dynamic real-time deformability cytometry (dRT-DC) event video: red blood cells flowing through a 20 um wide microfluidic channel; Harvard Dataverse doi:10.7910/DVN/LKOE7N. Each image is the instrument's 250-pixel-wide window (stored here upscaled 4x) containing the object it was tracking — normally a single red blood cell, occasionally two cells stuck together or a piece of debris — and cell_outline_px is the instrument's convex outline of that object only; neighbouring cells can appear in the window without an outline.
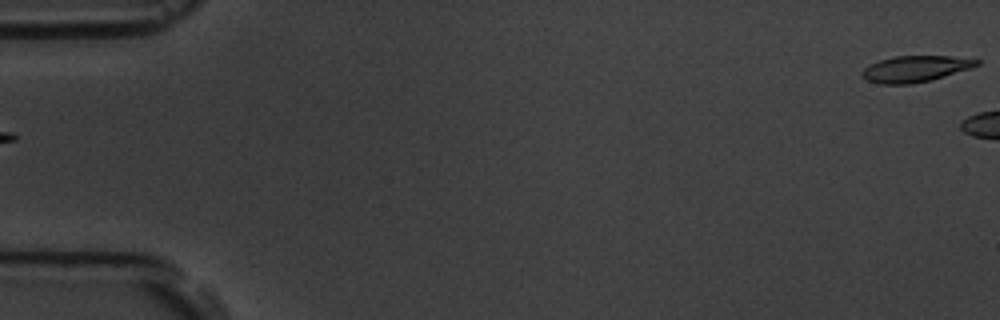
{"species": "common noctule bat (a hibernating species)", "species_latin": "Nyctalus noctula", "temperature_condition": "room temperature", "stored_images_in_passage": 6, "segment_of_instrument_passage": [2, 2], "camera_frame_rate_fps": 3000, "um_per_image_px": 0.085, "animal": {"sex": "male", "body_mass_g": 19.5, "forearm_length_mm": 54.6}, "frame": {"image": 1, "passage_image": 6, "time_ms": 5.667, "image_size_px": [1000, 320], "cell_outline_px": [[980, 64], [932, 80], [912, 84], [880, 84], [868, 80], [860, 76], [860, 72], [864, 68], [880, 60], [892, 56], [952, 56], [980, 60]], "centroid_in_image_um": [77.76, 5.85], "position_along_channel_um": 7.2, "area_um2": 17.4}}